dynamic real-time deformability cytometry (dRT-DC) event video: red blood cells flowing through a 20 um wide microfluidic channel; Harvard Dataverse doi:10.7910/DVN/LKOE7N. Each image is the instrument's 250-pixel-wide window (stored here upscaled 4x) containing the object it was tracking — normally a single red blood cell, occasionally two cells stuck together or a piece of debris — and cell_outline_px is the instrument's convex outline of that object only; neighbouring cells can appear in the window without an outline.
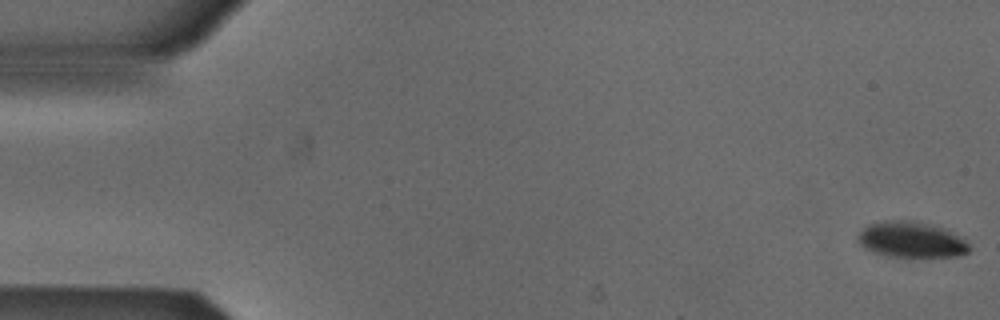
{"species": "Egyptian fruit bat (a non-hibernating species)", "species_latin": "Rousettus aegyptiacus", "temperature_condition": "cold", "stored_images_in_passage": 5, "camera_frame_rate_fps": 3000, "um_per_image_px": 0.085, "animal": {"sex": "male"}, "frame": {"image": 1, "passage_image": 1, "time_ms": 0.0, "image_size_px": [1000, 320], "cell_outline_px": [[968, 252], [956, 256], [884, 256], [864, 248], [856, 240], [856, 236], [868, 224], [884, 220], [908, 220], [932, 224], [944, 228], [964, 236], [968, 244]], "centroid_in_image_um": [77.45, 20.35], "position_along_channel_um": 7.6, "area_um2": 23.41}}
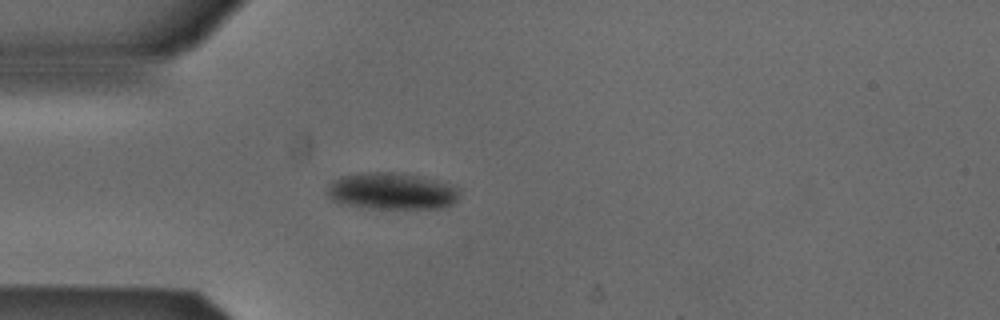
{"frame": {"image": 2, "passage_image": 5, "time_ms": 1.333, "image_size_px": [1000, 320], "cell_outline_px": [[460, 196], [452, 204], [444, 208], [368, 208], [340, 204], [332, 200], [328, 196], [328, 184], [332, 180], [340, 176], [368, 172], [400, 172], [424, 176], [460, 188]], "centroid_in_image_um": [33.3, 16.24], "position_along_channel_um": 51.7, "area_um2": 28.73}}